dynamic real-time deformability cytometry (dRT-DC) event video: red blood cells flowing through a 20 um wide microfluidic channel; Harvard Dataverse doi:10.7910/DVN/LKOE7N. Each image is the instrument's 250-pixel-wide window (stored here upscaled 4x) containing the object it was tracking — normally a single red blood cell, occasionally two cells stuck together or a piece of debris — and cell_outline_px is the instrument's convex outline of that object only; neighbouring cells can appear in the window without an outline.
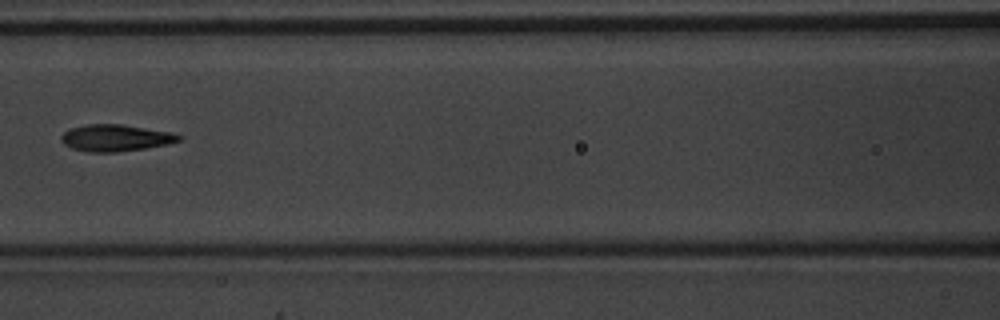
{"species": "common noctule bat (a hibernating species)", "species_latin": "Nyctalus noctula", "temperature_condition": "warm", "stored_images_in_passage": 3, "camera_frame_rate_fps": 3000, "um_per_image_px": 0.085, "animal": {"sex": "male", "body_mass_g": 20.1, "forearm_length_mm": 53.5}, "frame": {"image": 1, "passage_image": 3, "time_ms": 0.667, "image_size_px": [1000, 320], "cell_outline_px": [[184, 136], [180, 140], [168, 144], [144, 148], [116, 152], [88, 152], [72, 148], [64, 144], [60, 140], [60, 136], [64, 132], [72, 128], [88, 124], [120, 124], [172, 132]], "centroid_in_image_um": [9.83, 11.72], "position_along_channel_um": 156.8, "area_um2": 18.26}}